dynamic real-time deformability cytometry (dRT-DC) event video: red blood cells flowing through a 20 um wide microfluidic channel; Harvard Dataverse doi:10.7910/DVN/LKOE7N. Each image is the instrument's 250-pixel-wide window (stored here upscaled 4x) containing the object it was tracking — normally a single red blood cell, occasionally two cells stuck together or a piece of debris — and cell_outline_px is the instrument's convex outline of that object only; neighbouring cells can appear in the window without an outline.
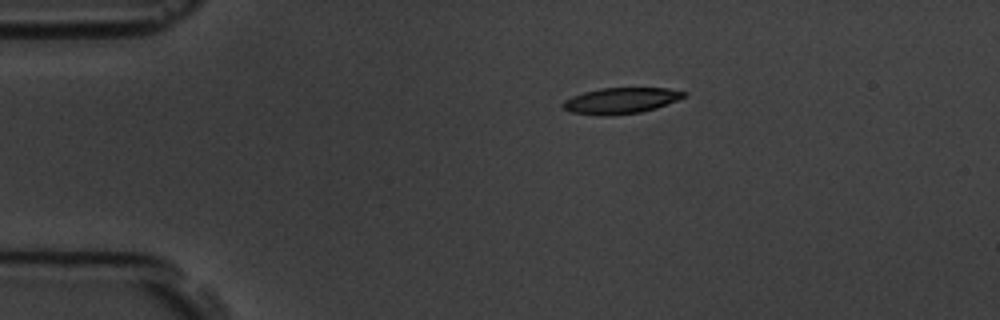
{"species": "common noctule bat (a hibernating species)", "species_latin": "Nyctalus noctula", "temperature_condition": "room temperature", "stored_images_in_passage": 6, "camera_frame_rate_fps": 3000, "um_per_image_px": 0.085, "animal": {"sex": "male", "body_mass_g": 19.5, "forearm_length_mm": 54.6}, "frame": {"image": 1, "passage_image": 1, "time_ms": 0.0, "image_size_px": [1000, 320], "cell_outline_px": [[688, 96], [656, 108], [640, 112], [604, 116], [568, 112], [560, 104], [564, 100], [572, 96], [584, 92], [600, 88], [668, 88], [688, 92]], "centroid_in_image_um": [52.77, 8.55], "position_along_channel_um": 32.2, "area_um2": 18.44}}
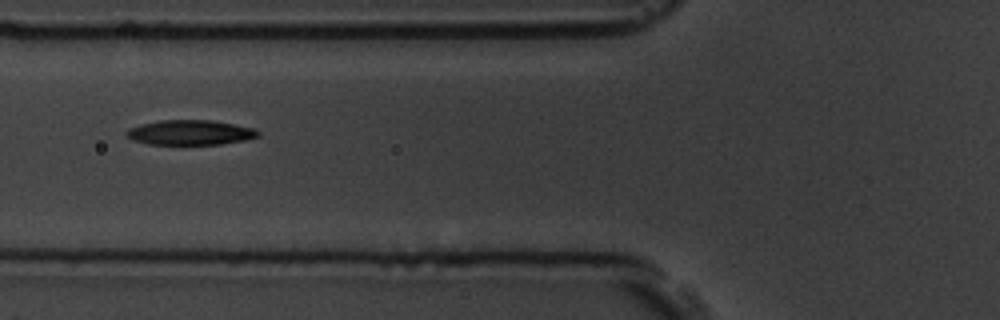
{"frame": {"image": 2, "passage_image": 4, "time_ms": 3.333, "image_size_px": [1000, 320], "cell_outline_px": [[260, 136], [244, 140], [220, 144], [148, 144], [132, 140], [124, 132], [128, 128], [140, 124], [160, 120], [212, 120], [256, 128], [260, 132]], "centroid_in_image_um": [16.17, 11.25], "position_along_channel_um": 109.6, "area_um2": 19.19}}
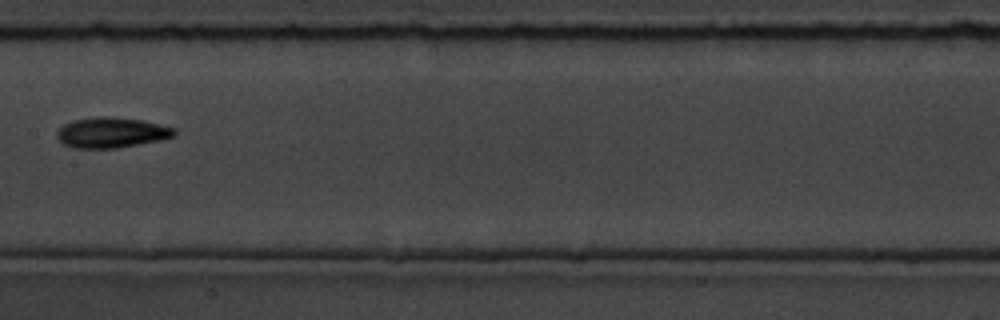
{"frame": {"image": 3, "passage_image": 6, "time_ms": 5.667, "image_size_px": [1000, 320], "cell_outline_px": [[176, 132], [172, 136], [160, 140], [116, 148], [76, 148], [64, 144], [56, 136], [56, 132], [64, 124], [72, 120], [100, 116], [112, 116], [140, 120], [176, 128]], "centroid_in_image_um": [9.45, 11.26], "position_along_channel_um": 198.0, "area_um2": 20.63}}